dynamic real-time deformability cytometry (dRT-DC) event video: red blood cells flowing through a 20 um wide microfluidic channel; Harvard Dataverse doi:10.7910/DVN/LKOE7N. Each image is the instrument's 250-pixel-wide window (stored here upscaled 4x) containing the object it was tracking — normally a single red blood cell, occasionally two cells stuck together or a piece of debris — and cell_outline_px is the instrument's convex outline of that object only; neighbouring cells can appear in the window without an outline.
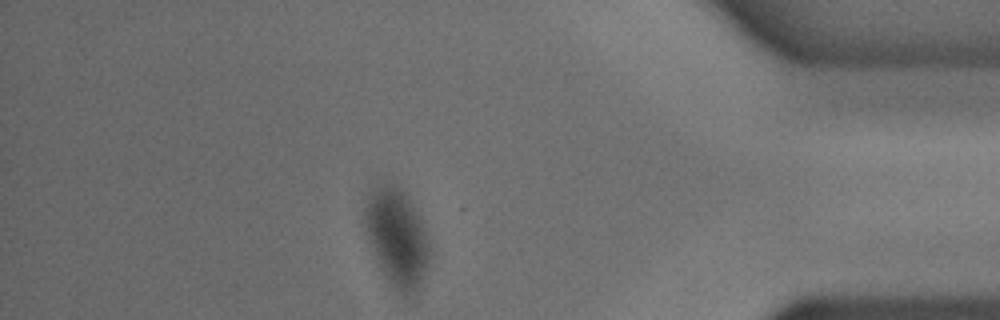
{"species": "common noctule bat (a hibernating species)", "species_latin": "Nyctalus noctula", "temperature_condition": "cold", "stored_images_in_passage": 46, "camera_frame_rate_fps": 3000, "um_per_image_px": 0.085, "animal": {"sex": "male", "body_mass_g": 18.8}, "frame": {"image": 1, "passage_image": 40, "time_ms": 13.0, "image_size_px": [1000, 320], "cell_outline_px": [[428, 268], [420, 288], [412, 296], [400, 296], [396, 292], [376, 264], [364, 224], [364, 208], [368, 192], [376, 184], [396, 184], [404, 188], [416, 208], [420, 216], [428, 240]], "centroid_in_image_um": [33.73, 20.19], "position_along_channel_um": 401.5, "area_um2": 37.97}}